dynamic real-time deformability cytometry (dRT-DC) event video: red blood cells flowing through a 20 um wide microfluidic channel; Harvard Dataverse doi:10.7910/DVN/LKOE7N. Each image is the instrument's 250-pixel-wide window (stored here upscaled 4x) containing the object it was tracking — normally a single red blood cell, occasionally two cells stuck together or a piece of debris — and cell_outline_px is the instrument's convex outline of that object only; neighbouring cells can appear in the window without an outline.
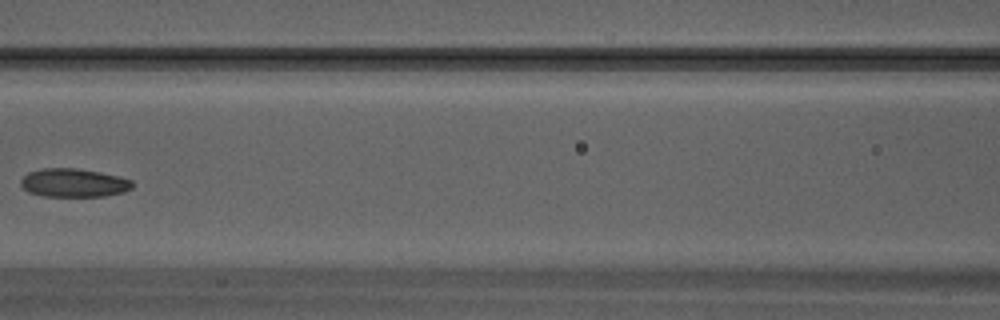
{"species": "Egyptian fruit bat (a non-hibernating species)", "species_latin": "Rousettus aegyptiacus", "temperature_condition": "warm", "stored_images_in_passage": 10, "camera_frame_rate_fps": 3000, "um_per_image_px": 0.085, "animal": {"sex": "male"}, "frame": {"image": 1, "passage_image": 9, "time_ms": 2.667, "image_size_px": [1000, 320], "cell_outline_px": [[132, 188], [124, 192], [104, 196], [44, 196], [28, 192], [20, 184], [20, 180], [28, 172], [44, 168], [76, 168], [100, 172], [132, 180]], "centroid_in_image_um": [6.25, 15.54], "position_along_channel_um": 160.4, "area_um2": 18.44}}